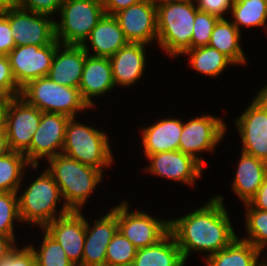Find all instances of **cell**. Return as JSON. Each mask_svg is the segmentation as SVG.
<instances>
[{
    "instance_id": "obj_1",
    "label": "cell",
    "mask_w": 267,
    "mask_h": 266,
    "mask_svg": "<svg viewBox=\"0 0 267 266\" xmlns=\"http://www.w3.org/2000/svg\"><path fill=\"white\" fill-rule=\"evenodd\" d=\"M232 227L220 195L190 214L169 219V231L175 237L185 261L191 251H208V257L229 246L237 238Z\"/></svg>"
},
{
    "instance_id": "obj_2",
    "label": "cell",
    "mask_w": 267,
    "mask_h": 266,
    "mask_svg": "<svg viewBox=\"0 0 267 266\" xmlns=\"http://www.w3.org/2000/svg\"><path fill=\"white\" fill-rule=\"evenodd\" d=\"M195 2L156 0L157 42L170 57L191 49L193 24L198 9Z\"/></svg>"
},
{
    "instance_id": "obj_3",
    "label": "cell",
    "mask_w": 267,
    "mask_h": 266,
    "mask_svg": "<svg viewBox=\"0 0 267 266\" xmlns=\"http://www.w3.org/2000/svg\"><path fill=\"white\" fill-rule=\"evenodd\" d=\"M46 169L58 184L64 204L70 211H80L102 180L100 169L83 165L64 154L48 159Z\"/></svg>"
},
{
    "instance_id": "obj_4",
    "label": "cell",
    "mask_w": 267,
    "mask_h": 266,
    "mask_svg": "<svg viewBox=\"0 0 267 266\" xmlns=\"http://www.w3.org/2000/svg\"><path fill=\"white\" fill-rule=\"evenodd\" d=\"M27 104L42 112L63 114L75 118L77 112L90 109L79 88L68 87L44 76L28 82L21 88L20 96Z\"/></svg>"
},
{
    "instance_id": "obj_5",
    "label": "cell",
    "mask_w": 267,
    "mask_h": 266,
    "mask_svg": "<svg viewBox=\"0 0 267 266\" xmlns=\"http://www.w3.org/2000/svg\"><path fill=\"white\" fill-rule=\"evenodd\" d=\"M74 120L70 118L67 123L62 154L103 172L113 161L108 136Z\"/></svg>"
},
{
    "instance_id": "obj_6",
    "label": "cell",
    "mask_w": 267,
    "mask_h": 266,
    "mask_svg": "<svg viewBox=\"0 0 267 266\" xmlns=\"http://www.w3.org/2000/svg\"><path fill=\"white\" fill-rule=\"evenodd\" d=\"M61 21H55V38L60 44L82 45L105 14L103 4L95 0H64Z\"/></svg>"
},
{
    "instance_id": "obj_7",
    "label": "cell",
    "mask_w": 267,
    "mask_h": 266,
    "mask_svg": "<svg viewBox=\"0 0 267 266\" xmlns=\"http://www.w3.org/2000/svg\"><path fill=\"white\" fill-rule=\"evenodd\" d=\"M61 198L58 184L53 176L45 170L18 197L21 222L38 224L43 229L55 218H58L56 205Z\"/></svg>"
},
{
    "instance_id": "obj_8",
    "label": "cell",
    "mask_w": 267,
    "mask_h": 266,
    "mask_svg": "<svg viewBox=\"0 0 267 266\" xmlns=\"http://www.w3.org/2000/svg\"><path fill=\"white\" fill-rule=\"evenodd\" d=\"M42 111L21 97L10 98L4 112V128L10 151L25 155L30 163V144L39 127Z\"/></svg>"
},
{
    "instance_id": "obj_9",
    "label": "cell",
    "mask_w": 267,
    "mask_h": 266,
    "mask_svg": "<svg viewBox=\"0 0 267 266\" xmlns=\"http://www.w3.org/2000/svg\"><path fill=\"white\" fill-rule=\"evenodd\" d=\"M16 46L51 44L55 38V21L45 14H37L18 7L10 1L4 8Z\"/></svg>"
},
{
    "instance_id": "obj_10",
    "label": "cell",
    "mask_w": 267,
    "mask_h": 266,
    "mask_svg": "<svg viewBox=\"0 0 267 266\" xmlns=\"http://www.w3.org/2000/svg\"><path fill=\"white\" fill-rule=\"evenodd\" d=\"M59 44L55 39L51 44L41 47L37 45H23L13 48L7 56L13 76L20 88L32 80L48 75Z\"/></svg>"
},
{
    "instance_id": "obj_11",
    "label": "cell",
    "mask_w": 267,
    "mask_h": 266,
    "mask_svg": "<svg viewBox=\"0 0 267 266\" xmlns=\"http://www.w3.org/2000/svg\"><path fill=\"white\" fill-rule=\"evenodd\" d=\"M128 203L117 205L118 231L137 249L156 244L169 232V220H158L145 212H128Z\"/></svg>"
},
{
    "instance_id": "obj_12",
    "label": "cell",
    "mask_w": 267,
    "mask_h": 266,
    "mask_svg": "<svg viewBox=\"0 0 267 266\" xmlns=\"http://www.w3.org/2000/svg\"><path fill=\"white\" fill-rule=\"evenodd\" d=\"M43 230L59 242L68 259L75 266H82L86 219L81 211H70L63 204L58 218L47 224Z\"/></svg>"
},
{
    "instance_id": "obj_13",
    "label": "cell",
    "mask_w": 267,
    "mask_h": 266,
    "mask_svg": "<svg viewBox=\"0 0 267 266\" xmlns=\"http://www.w3.org/2000/svg\"><path fill=\"white\" fill-rule=\"evenodd\" d=\"M226 133L225 123L221 118L203 115L183 123L179 140V150L197 159L203 166V158L197 152H213L217 143Z\"/></svg>"
},
{
    "instance_id": "obj_14",
    "label": "cell",
    "mask_w": 267,
    "mask_h": 266,
    "mask_svg": "<svg viewBox=\"0 0 267 266\" xmlns=\"http://www.w3.org/2000/svg\"><path fill=\"white\" fill-rule=\"evenodd\" d=\"M128 42L147 43L157 40L156 0L143 1L113 15Z\"/></svg>"
},
{
    "instance_id": "obj_15",
    "label": "cell",
    "mask_w": 267,
    "mask_h": 266,
    "mask_svg": "<svg viewBox=\"0 0 267 266\" xmlns=\"http://www.w3.org/2000/svg\"><path fill=\"white\" fill-rule=\"evenodd\" d=\"M69 119L70 117L63 114L42 113L39 127L30 144V164L33 169L38 168V159H49L62 154Z\"/></svg>"
},
{
    "instance_id": "obj_16",
    "label": "cell",
    "mask_w": 267,
    "mask_h": 266,
    "mask_svg": "<svg viewBox=\"0 0 267 266\" xmlns=\"http://www.w3.org/2000/svg\"><path fill=\"white\" fill-rule=\"evenodd\" d=\"M235 124L242 137V152L263 159L267 155V109L254 98Z\"/></svg>"
},
{
    "instance_id": "obj_17",
    "label": "cell",
    "mask_w": 267,
    "mask_h": 266,
    "mask_svg": "<svg viewBox=\"0 0 267 266\" xmlns=\"http://www.w3.org/2000/svg\"><path fill=\"white\" fill-rule=\"evenodd\" d=\"M147 158L151 164L146 170L154 176H162L192 186L203 170V165L197 159L180 150L151 154Z\"/></svg>"
},
{
    "instance_id": "obj_18",
    "label": "cell",
    "mask_w": 267,
    "mask_h": 266,
    "mask_svg": "<svg viewBox=\"0 0 267 266\" xmlns=\"http://www.w3.org/2000/svg\"><path fill=\"white\" fill-rule=\"evenodd\" d=\"M91 228L86 221L82 266H106V249L118 231L117 206L97 219Z\"/></svg>"
},
{
    "instance_id": "obj_19",
    "label": "cell",
    "mask_w": 267,
    "mask_h": 266,
    "mask_svg": "<svg viewBox=\"0 0 267 266\" xmlns=\"http://www.w3.org/2000/svg\"><path fill=\"white\" fill-rule=\"evenodd\" d=\"M82 46L88 54L83 66L79 90L83 100L89 107H93L92 97L107 93L115 86L112 66L109 57L93 56L89 53L86 43Z\"/></svg>"
},
{
    "instance_id": "obj_20",
    "label": "cell",
    "mask_w": 267,
    "mask_h": 266,
    "mask_svg": "<svg viewBox=\"0 0 267 266\" xmlns=\"http://www.w3.org/2000/svg\"><path fill=\"white\" fill-rule=\"evenodd\" d=\"M87 54L82 45L59 44L47 75L48 78L57 84L79 88Z\"/></svg>"
},
{
    "instance_id": "obj_21",
    "label": "cell",
    "mask_w": 267,
    "mask_h": 266,
    "mask_svg": "<svg viewBox=\"0 0 267 266\" xmlns=\"http://www.w3.org/2000/svg\"><path fill=\"white\" fill-rule=\"evenodd\" d=\"M145 45L128 42L114 55L109 57L115 86H131L143 76L145 68Z\"/></svg>"
},
{
    "instance_id": "obj_22",
    "label": "cell",
    "mask_w": 267,
    "mask_h": 266,
    "mask_svg": "<svg viewBox=\"0 0 267 266\" xmlns=\"http://www.w3.org/2000/svg\"><path fill=\"white\" fill-rule=\"evenodd\" d=\"M183 129L180 119L169 118L144 128L142 146L144 155L179 150V140Z\"/></svg>"
},
{
    "instance_id": "obj_23",
    "label": "cell",
    "mask_w": 267,
    "mask_h": 266,
    "mask_svg": "<svg viewBox=\"0 0 267 266\" xmlns=\"http://www.w3.org/2000/svg\"><path fill=\"white\" fill-rule=\"evenodd\" d=\"M232 188L242 202L248 203L262 185L267 171L263 159L241 152Z\"/></svg>"
},
{
    "instance_id": "obj_24",
    "label": "cell",
    "mask_w": 267,
    "mask_h": 266,
    "mask_svg": "<svg viewBox=\"0 0 267 266\" xmlns=\"http://www.w3.org/2000/svg\"><path fill=\"white\" fill-rule=\"evenodd\" d=\"M88 40L94 50L93 56L100 57H111L128 43L117 19L107 14L92 29Z\"/></svg>"
},
{
    "instance_id": "obj_25",
    "label": "cell",
    "mask_w": 267,
    "mask_h": 266,
    "mask_svg": "<svg viewBox=\"0 0 267 266\" xmlns=\"http://www.w3.org/2000/svg\"><path fill=\"white\" fill-rule=\"evenodd\" d=\"M185 262L175 237L169 231L156 244L137 249L132 266H183Z\"/></svg>"
},
{
    "instance_id": "obj_26",
    "label": "cell",
    "mask_w": 267,
    "mask_h": 266,
    "mask_svg": "<svg viewBox=\"0 0 267 266\" xmlns=\"http://www.w3.org/2000/svg\"><path fill=\"white\" fill-rule=\"evenodd\" d=\"M241 32L226 18L219 19L212 31L208 46L217 49L227 56L234 64L246 62L242 47L240 46Z\"/></svg>"
},
{
    "instance_id": "obj_27",
    "label": "cell",
    "mask_w": 267,
    "mask_h": 266,
    "mask_svg": "<svg viewBox=\"0 0 267 266\" xmlns=\"http://www.w3.org/2000/svg\"><path fill=\"white\" fill-rule=\"evenodd\" d=\"M260 253L251 243L237 237L229 246L205 260L207 266H258Z\"/></svg>"
},
{
    "instance_id": "obj_28",
    "label": "cell",
    "mask_w": 267,
    "mask_h": 266,
    "mask_svg": "<svg viewBox=\"0 0 267 266\" xmlns=\"http://www.w3.org/2000/svg\"><path fill=\"white\" fill-rule=\"evenodd\" d=\"M31 165L25 155L9 151L0 156V192L18 193L24 176V167Z\"/></svg>"
},
{
    "instance_id": "obj_29",
    "label": "cell",
    "mask_w": 267,
    "mask_h": 266,
    "mask_svg": "<svg viewBox=\"0 0 267 266\" xmlns=\"http://www.w3.org/2000/svg\"><path fill=\"white\" fill-rule=\"evenodd\" d=\"M184 54L190 55V65L196 71L208 76H218L227 65L234 63L223 53L210 46L189 49Z\"/></svg>"
},
{
    "instance_id": "obj_30",
    "label": "cell",
    "mask_w": 267,
    "mask_h": 266,
    "mask_svg": "<svg viewBox=\"0 0 267 266\" xmlns=\"http://www.w3.org/2000/svg\"><path fill=\"white\" fill-rule=\"evenodd\" d=\"M234 21L231 22L240 31V25L247 27L264 26L267 21V0H235L231 9Z\"/></svg>"
},
{
    "instance_id": "obj_31",
    "label": "cell",
    "mask_w": 267,
    "mask_h": 266,
    "mask_svg": "<svg viewBox=\"0 0 267 266\" xmlns=\"http://www.w3.org/2000/svg\"><path fill=\"white\" fill-rule=\"evenodd\" d=\"M246 204V229L248 238L242 240L251 243L262 252L267 246V211L254 209L249 203Z\"/></svg>"
},
{
    "instance_id": "obj_32",
    "label": "cell",
    "mask_w": 267,
    "mask_h": 266,
    "mask_svg": "<svg viewBox=\"0 0 267 266\" xmlns=\"http://www.w3.org/2000/svg\"><path fill=\"white\" fill-rule=\"evenodd\" d=\"M137 248L117 231L106 249V266H132Z\"/></svg>"
},
{
    "instance_id": "obj_33",
    "label": "cell",
    "mask_w": 267,
    "mask_h": 266,
    "mask_svg": "<svg viewBox=\"0 0 267 266\" xmlns=\"http://www.w3.org/2000/svg\"><path fill=\"white\" fill-rule=\"evenodd\" d=\"M36 266H75L65 254L59 242L55 241L46 231L39 251L33 246Z\"/></svg>"
},
{
    "instance_id": "obj_34",
    "label": "cell",
    "mask_w": 267,
    "mask_h": 266,
    "mask_svg": "<svg viewBox=\"0 0 267 266\" xmlns=\"http://www.w3.org/2000/svg\"><path fill=\"white\" fill-rule=\"evenodd\" d=\"M21 221L19 215L18 194L15 192H0V235L15 240L13 222Z\"/></svg>"
},
{
    "instance_id": "obj_35",
    "label": "cell",
    "mask_w": 267,
    "mask_h": 266,
    "mask_svg": "<svg viewBox=\"0 0 267 266\" xmlns=\"http://www.w3.org/2000/svg\"><path fill=\"white\" fill-rule=\"evenodd\" d=\"M219 18L209 15L206 12L197 11L193 24L191 49L204 47L209 44L212 31Z\"/></svg>"
},
{
    "instance_id": "obj_36",
    "label": "cell",
    "mask_w": 267,
    "mask_h": 266,
    "mask_svg": "<svg viewBox=\"0 0 267 266\" xmlns=\"http://www.w3.org/2000/svg\"><path fill=\"white\" fill-rule=\"evenodd\" d=\"M21 88L13 76L8 56L0 54V97H19Z\"/></svg>"
},
{
    "instance_id": "obj_37",
    "label": "cell",
    "mask_w": 267,
    "mask_h": 266,
    "mask_svg": "<svg viewBox=\"0 0 267 266\" xmlns=\"http://www.w3.org/2000/svg\"><path fill=\"white\" fill-rule=\"evenodd\" d=\"M21 9L35 12L37 14H45L51 17L56 11H60V7L64 0H11Z\"/></svg>"
},
{
    "instance_id": "obj_38",
    "label": "cell",
    "mask_w": 267,
    "mask_h": 266,
    "mask_svg": "<svg viewBox=\"0 0 267 266\" xmlns=\"http://www.w3.org/2000/svg\"><path fill=\"white\" fill-rule=\"evenodd\" d=\"M0 266H36V258L30 245L21 250L17 246L2 261Z\"/></svg>"
},
{
    "instance_id": "obj_39",
    "label": "cell",
    "mask_w": 267,
    "mask_h": 266,
    "mask_svg": "<svg viewBox=\"0 0 267 266\" xmlns=\"http://www.w3.org/2000/svg\"><path fill=\"white\" fill-rule=\"evenodd\" d=\"M194 2H196V8L199 11L223 19V14L231 11L235 0H195Z\"/></svg>"
},
{
    "instance_id": "obj_40",
    "label": "cell",
    "mask_w": 267,
    "mask_h": 266,
    "mask_svg": "<svg viewBox=\"0 0 267 266\" xmlns=\"http://www.w3.org/2000/svg\"><path fill=\"white\" fill-rule=\"evenodd\" d=\"M15 46L9 21L2 13L0 15V54L7 56Z\"/></svg>"
},
{
    "instance_id": "obj_41",
    "label": "cell",
    "mask_w": 267,
    "mask_h": 266,
    "mask_svg": "<svg viewBox=\"0 0 267 266\" xmlns=\"http://www.w3.org/2000/svg\"><path fill=\"white\" fill-rule=\"evenodd\" d=\"M148 0H106L103 4L104 12L107 15H114L122 9L128 8L133 4H137Z\"/></svg>"
},
{
    "instance_id": "obj_42",
    "label": "cell",
    "mask_w": 267,
    "mask_h": 266,
    "mask_svg": "<svg viewBox=\"0 0 267 266\" xmlns=\"http://www.w3.org/2000/svg\"><path fill=\"white\" fill-rule=\"evenodd\" d=\"M254 209L267 211V175L256 195L248 202Z\"/></svg>"
},
{
    "instance_id": "obj_43",
    "label": "cell",
    "mask_w": 267,
    "mask_h": 266,
    "mask_svg": "<svg viewBox=\"0 0 267 266\" xmlns=\"http://www.w3.org/2000/svg\"><path fill=\"white\" fill-rule=\"evenodd\" d=\"M16 247L15 240L11 237L0 235V261H2Z\"/></svg>"
},
{
    "instance_id": "obj_44",
    "label": "cell",
    "mask_w": 267,
    "mask_h": 266,
    "mask_svg": "<svg viewBox=\"0 0 267 266\" xmlns=\"http://www.w3.org/2000/svg\"><path fill=\"white\" fill-rule=\"evenodd\" d=\"M5 128H0V156L9 152Z\"/></svg>"
},
{
    "instance_id": "obj_45",
    "label": "cell",
    "mask_w": 267,
    "mask_h": 266,
    "mask_svg": "<svg viewBox=\"0 0 267 266\" xmlns=\"http://www.w3.org/2000/svg\"><path fill=\"white\" fill-rule=\"evenodd\" d=\"M9 98L0 97V128H4V112Z\"/></svg>"
},
{
    "instance_id": "obj_46",
    "label": "cell",
    "mask_w": 267,
    "mask_h": 266,
    "mask_svg": "<svg viewBox=\"0 0 267 266\" xmlns=\"http://www.w3.org/2000/svg\"><path fill=\"white\" fill-rule=\"evenodd\" d=\"M267 109V86L261 89L255 97Z\"/></svg>"
},
{
    "instance_id": "obj_47",
    "label": "cell",
    "mask_w": 267,
    "mask_h": 266,
    "mask_svg": "<svg viewBox=\"0 0 267 266\" xmlns=\"http://www.w3.org/2000/svg\"><path fill=\"white\" fill-rule=\"evenodd\" d=\"M11 0H0V15L3 13L5 6L10 2Z\"/></svg>"
},
{
    "instance_id": "obj_48",
    "label": "cell",
    "mask_w": 267,
    "mask_h": 266,
    "mask_svg": "<svg viewBox=\"0 0 267 266\" xmlns=\"http://www.w3.org/2000/svg\"><path fill=\"white\" fill-rule=\"evenodd\" d=\"M263 164H264L265 169L267 171V155L263 158Z\"/></svg>"
},
{
    "instance_id": "obj_49",
    "label": "cell",
    "mask_w": 267,
    "mask_h": 266,
    "mask_svg": "<svg viewBox=\"0 0 267 266\" xmlns=\"http://www.w3.org/2000/svg\"><path fill=\"white\" fill-rule=\"evenodd\" d=\"M95 1H98V2H100L102 4H104L106 0H95Z\"/></svg>"
},
{
    "instance_id": "obj_50",
    "label": "cell",
    "mask_w": 267,
    "mask_h": 266,
    "mask_svg": "<svg viewBox=\"0 0 267 266\" xmlns=\"http://www.w3.org/2000/svg\"><path fill=\"white\" fill-rule=\"evenodd\" d=\"M258 266H266L263 262H260Z\"/></svg>"
}]
</instances>
